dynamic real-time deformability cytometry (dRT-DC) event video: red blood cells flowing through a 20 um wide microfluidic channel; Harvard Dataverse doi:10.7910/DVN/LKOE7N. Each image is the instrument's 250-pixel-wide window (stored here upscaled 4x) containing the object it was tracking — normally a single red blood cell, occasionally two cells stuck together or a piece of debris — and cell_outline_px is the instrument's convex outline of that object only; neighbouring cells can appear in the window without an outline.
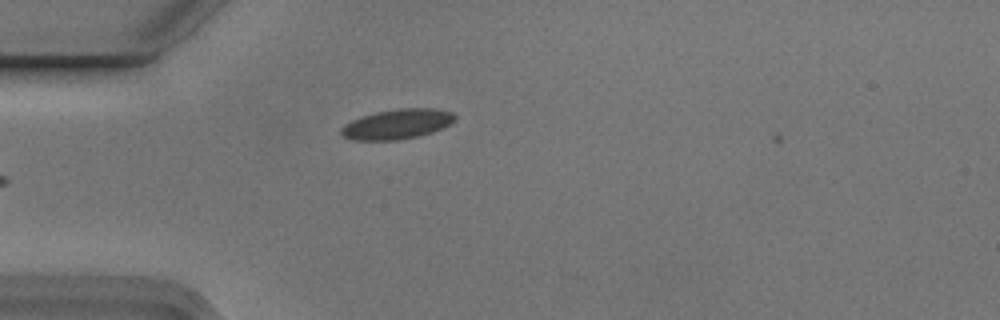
{"species": "Egyptian fruit bat (a non-hibernating species)", "species_latin": "Rousettus aegyptiacus", "temperature_condition": "cold", "stored_images_in_passage": 7, "camera_frame_rate_fps": 3000, "um_per_image_px": 0.085, "animal": {"sex": "male"}, "frame": {"image": 1, "passage_image": 6, "time_ms": 1.667, "image_size_px": [1000, 320], "cell_outline_px": [[456, 120], [432, 132], [420, 136], [400, 140], [352, 140], [344, 136], [340, 132], [340, 128], [344, 124], [360, 116], [376, 112], [400, 108], [436, 108], [452, 112], [456, 116]], "centroid_in_image_um": [33.74, 10.54], "position_along_channel_um": 51.3, "area_um2": 19.94}}